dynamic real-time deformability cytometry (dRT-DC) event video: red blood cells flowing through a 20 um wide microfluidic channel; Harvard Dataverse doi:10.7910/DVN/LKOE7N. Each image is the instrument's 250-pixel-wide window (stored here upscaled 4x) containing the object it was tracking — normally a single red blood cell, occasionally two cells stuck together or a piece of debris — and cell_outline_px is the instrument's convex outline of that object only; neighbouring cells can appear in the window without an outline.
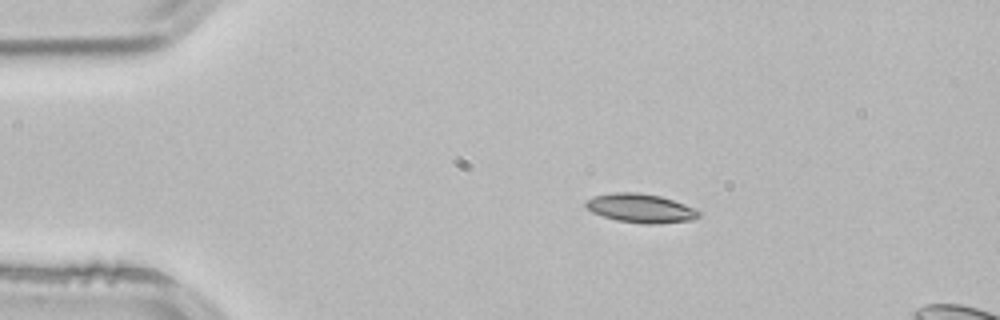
{"species": "common noctule bat (a hibernating species)", "species_latin": "Nyctalus noctula", "temperature_condition": "room temperature", "stored_images_in_passage": 3, "camera_frame_rate_fps": 3000, "um_per_image_px": 0.085, "animal": {"sex": "male", "body_mass_g": 21.5, "forearm_length_mm": 52.0}, "frame": {"image": 1, "passage_image": 1, "time_ms": 0.0, "image_size_px": [1000, 320], "cell_outline_px": [[704, 212], [700, 216], [692, 220], [656, 224], [644, 224], [616, 220], [592, 212], [584, 208], [584, 200], [592, 196], [612, 192], [636, 192], [660, 196], [696, 208]], "centroid_in_image_um": [54.44, 17.7], "position_along_channel_um": 30.6, "area_um2": 19.36}}